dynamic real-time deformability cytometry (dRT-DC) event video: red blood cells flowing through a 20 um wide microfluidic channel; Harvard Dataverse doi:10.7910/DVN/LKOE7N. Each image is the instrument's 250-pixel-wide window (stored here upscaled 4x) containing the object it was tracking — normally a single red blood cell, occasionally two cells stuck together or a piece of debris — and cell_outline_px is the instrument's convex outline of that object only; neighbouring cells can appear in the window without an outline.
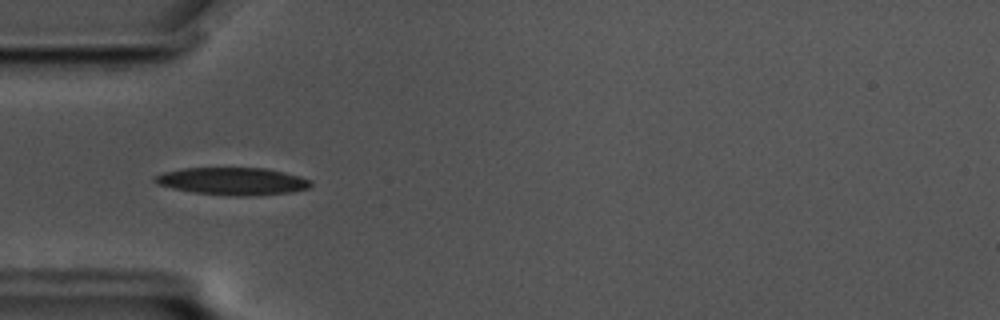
{"species": "common noctule bat (a hibernating species)", "species_latin": "Nyctalus noctula", "temperature_condition": "cold", "stored_images_in_passage": 57, "camera_frame_rate_fps": 3000, "um_per_image_px": 0.085, "animal": {"sex": "male", "body_mass_g": 17.5, "forearm_length_mm": 52.3}, "frame": {"image": 1, "passage_image": 17, "time_ms": 5.333, "image_size_px": [1000, 320], "cell_outline_px": [[312, 184], [308, 188], [292, 192], [248, 196], [228, 196], [192, 192], [172, 188], [156, 184], [152, 180], [152, 176], [164, 172], [184, 168], [264, 168], [284, 172], [300, 176], [312, 180]], "centroid_in_image_um": [19.74, 15.41], "position_along_channel_um": 65.3, "area_um2": 25.14}}
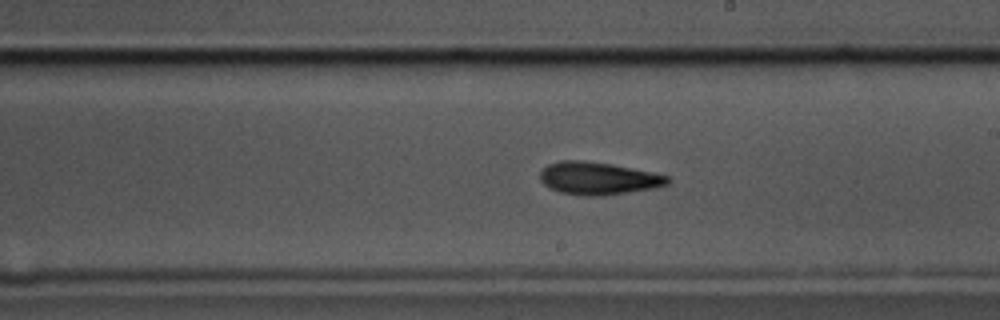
{"frame": {"image": 2, "passage_image": 32, "time_ms": 10.333, "image_size_px": [1000, 320], "cell_outline_px": [[672, 180], [668, 184], [652, 188], [628, 192], [600, 196], [580, 196], [560, 192], [548, 188], [540, 180], [540, 172], [548, 164], [560, 160], [580, 160], [612, 164], [652, 172], [668, 176]], "centroid_in_image_um": [50.82, 15.16], "position_along_channel_um": 238.2, "area_um2": 24.28}}
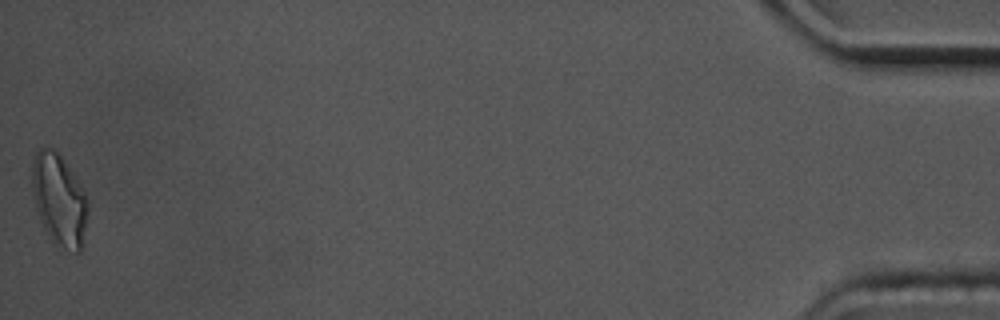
{"frame": {"image": 3, "passage_image": 57, "time_ms": 18.667, "image_size_px": [1000, 320], "cell_outline_px": [[88, 212], [84, 244], [80, 252], [76, 252], [64, 248], [52, 240], [44, 228], [36, 212], [32, 196], [32, 160], [36, 152], [40, 148], [56, 148], [76, 176], [88, 200]], "centroid_in_image_um": [5.03, 16.96], "position_along_channel_um": 430.2, "area_um2": 30.35}, "authors_computed_cell_mechanics": {"area_um2": 23.2934, "velocity_mm_per_s": 3.4746, "shape_relaxation_time_tau1_ms": 6.4123, "shape_relaxation_time_tau2_ms": null, "deformation_change_tau1": 0.1576, "deformation_change_tau2": null}}